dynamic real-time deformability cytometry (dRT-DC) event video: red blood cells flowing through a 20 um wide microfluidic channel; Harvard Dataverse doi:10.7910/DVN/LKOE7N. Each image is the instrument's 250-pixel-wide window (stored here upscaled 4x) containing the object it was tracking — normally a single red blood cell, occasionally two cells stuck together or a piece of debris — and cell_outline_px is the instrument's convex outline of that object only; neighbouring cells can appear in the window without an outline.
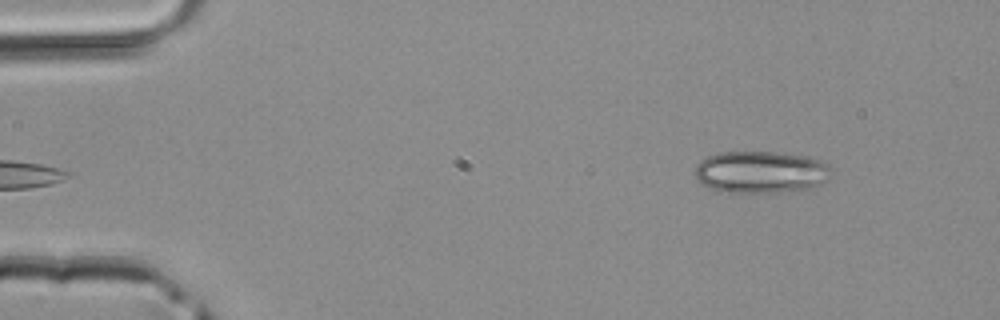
{"species": "common noctule bat (a hibernating species)", "species_latin": "Nyctalus noctula", "temperature_condition": "room temperature", "stored_images_in_passage": 3, "camera_frame_rate_fps": 3000, "um_per_image_px": 0.085, "animal": {"sex": "male", "body_mass_g": 20.4}, "frame": {"image": 1, "passage_image": 3, "time_ms": 0.667, "image_size_px": [1000, 320], "cell_outline_px": [[828, 168], [824, 180], [820, 184], [808, 188], [780, 192], [720, 192], [708, 188], [700, 184], [696, 180], [696, 164], [700, 160], [716, 152], [776, 152], [808, 156], [820, 160]], "centroid_in_image_um": [64.54, 14.62], "position_along_channel_um": 20.5, "area_um2": 33.18}}